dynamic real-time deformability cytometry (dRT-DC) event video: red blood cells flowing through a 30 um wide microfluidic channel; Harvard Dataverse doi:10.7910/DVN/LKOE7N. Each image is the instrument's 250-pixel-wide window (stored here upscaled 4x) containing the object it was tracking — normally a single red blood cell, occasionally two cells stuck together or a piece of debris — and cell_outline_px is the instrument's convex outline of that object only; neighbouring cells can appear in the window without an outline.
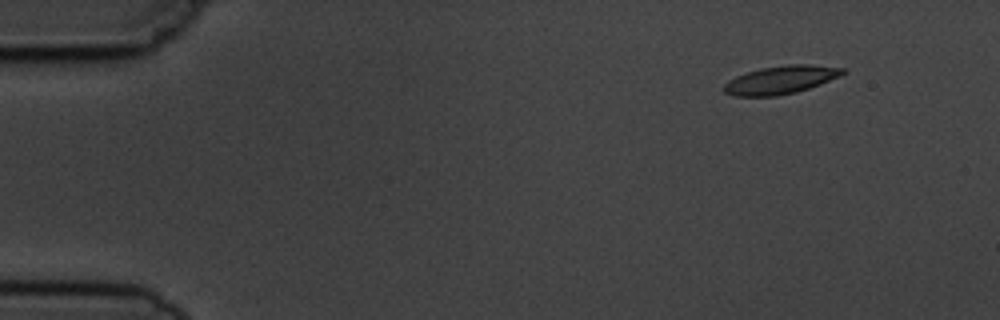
{"species": "common noctule bat (a hibernating species)", "species_latin": "Nyctalus noctula", "temperature_condition": "cold", "stored_images_in_passage": 5, "camera_frame_rate_fps": 3000, "um_per_image_px": 0.085, "animal": {"sex": "male", "body_mass_g": 19.5, "forearm_length_mm": 54.6}, "frame": {"image": 1, "passage_image": 5, "time_ms": 4.667, "image_size_px": [1000, 320], "cell_outline_px": [[848, 72], [840, 76], [820, 84], [796, 92], [776, 96], [736, 96], [724, 92], [724, 84], [728, 80], [736, 76], [760, 68], [788, 64], [812, 64], [844, 68]], "centroid_in_image_um": [66.39, 6.78], "position_along_channel_um": 18.6, "area_um2": 19.48}}